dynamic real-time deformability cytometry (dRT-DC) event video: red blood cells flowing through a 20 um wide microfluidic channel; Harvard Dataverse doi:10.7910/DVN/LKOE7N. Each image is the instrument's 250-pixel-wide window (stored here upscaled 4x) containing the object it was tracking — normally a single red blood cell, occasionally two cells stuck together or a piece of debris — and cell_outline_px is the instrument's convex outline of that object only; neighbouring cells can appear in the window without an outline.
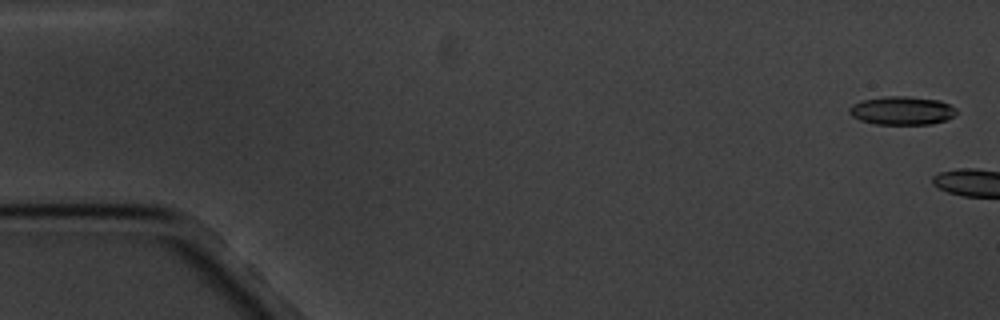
{"species": "common noctule bat (a hibernating species)", "species_latin": "Nyctalus noctula", "temperature_condition": "cold", "stored_images_in_passage": 5, "camera_frame_rate_fps": 3000, "um_per_image_px": 0.085, "animal": {"sex": "male", "body_mass_g": 20.1, "forearm_length_mm": 53.5}, "frame": {"image": 1, "passage_image": 1, "time_ms": 0.0, "image_size_px": [1000, 320], "cell_outline_px": [[956, 112], [948, 120], [932, 124], [876, 124], [860, 120], [852, 116], [848, 112], [848, 108], [852, 104], [860, 100], [884, 96], [904, 96], [940, 100], [956, 108]], "centroid_in_image_um": [76.63, 9.4], "position_along_channel_um": 8.4, "area_um2": 17.86}}